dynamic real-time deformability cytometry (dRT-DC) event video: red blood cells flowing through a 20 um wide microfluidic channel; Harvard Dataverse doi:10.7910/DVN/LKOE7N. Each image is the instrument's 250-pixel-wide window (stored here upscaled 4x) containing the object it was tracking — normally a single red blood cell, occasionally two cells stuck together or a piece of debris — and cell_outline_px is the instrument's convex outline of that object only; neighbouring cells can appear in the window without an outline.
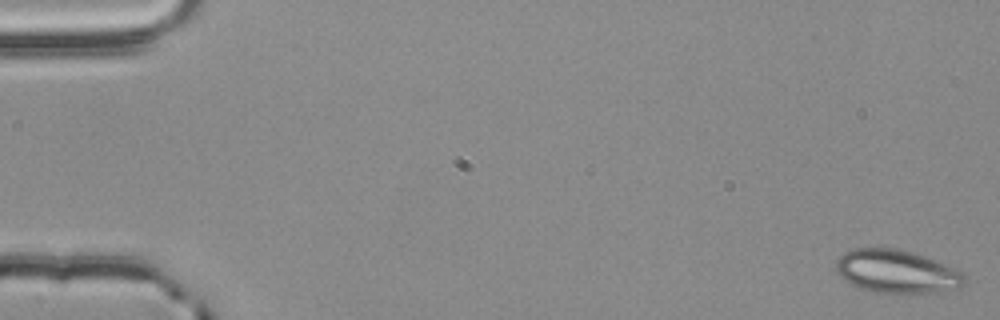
{"species": "common noctule bat (a hibernating species)", "species_latin": "Nyctalus noctula", "temperature_condition": "room temperature", "stored_images_in_passage": 56, "camera_frame_rate_fps": 3000, "um_per_image_px": 0.085, "animal": {"sex": "male", "body_mass_g": 20.4}, "frame": {"image": 1, "passage_image": 1, "time_ms": 0.0, "image_size_px": [1000, 320], "cell_outline_px": [[964, 284], [960, 288], [936, 292], [872, 292], [860, 288], [844, 280], [836, 272], [836, 260], [844, 252], [856, 248], [896, 248], [912, 252], [936, 260], [964, 272]], "centroid_in_image_um": [76.21, 23.07], "position_along_channel_um": 8.8, "area_um2": 32.25}}
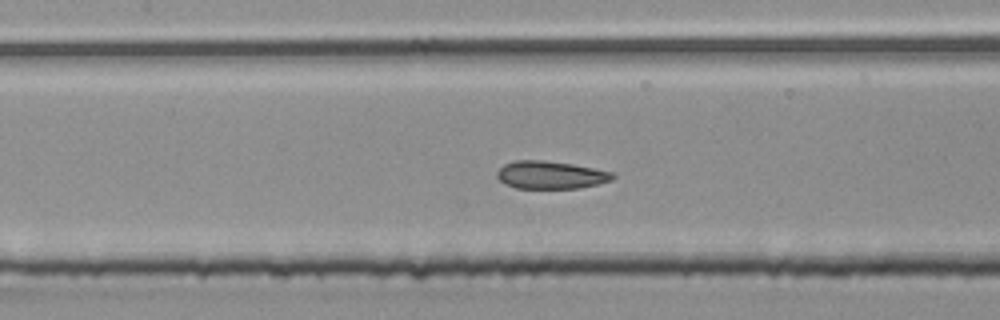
{"frame": {"image": 2, "passage_image": 26, "time_ms": 8.333, "image_size_px": [1000, 320], "cell_outline_px": [[616, 176], [612, 180], [580, 188], [516, 188], [504, 184], [496, 176], [496, 172], [504, 164], [516, 160], [544, 160], [572, 164], [612, 172]], "centroid_in_image_um": [46.77, 14.87], "position_along_channel_um": 160.6, "area_um2": 18.67}}
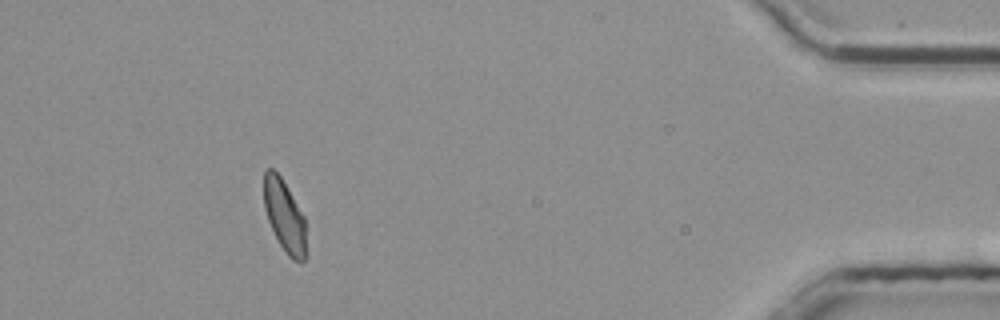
{"frame": {"image": 3, "passage_image": 51, "time_ms": 16.667, "image_size_px": [1000, 320], "cell_outline_px": [[308, 256], [300, 264], [292, 260], [288, 256], [280, 244], [268, 220], [264, 208], [264, 172], [268, 168], [272, 168], [280, 176], [304, 216]], "centroid_in_image_um": [24.22, 18.44], "position_along_channel_um": 411.0, "area_um2": 17.86}, "authors_computed_cell_mechanics": {"area_um2": 18.9873, "velocity_mm_per_s": 3.7586, "shape_relaxation_time_tau1_ms": 7.1551, "shape_relaxation_time_tau2_ms": 1.4931, "deformation_change_tau1": 0.11, "deformation_change_tau2": 0.0648}}